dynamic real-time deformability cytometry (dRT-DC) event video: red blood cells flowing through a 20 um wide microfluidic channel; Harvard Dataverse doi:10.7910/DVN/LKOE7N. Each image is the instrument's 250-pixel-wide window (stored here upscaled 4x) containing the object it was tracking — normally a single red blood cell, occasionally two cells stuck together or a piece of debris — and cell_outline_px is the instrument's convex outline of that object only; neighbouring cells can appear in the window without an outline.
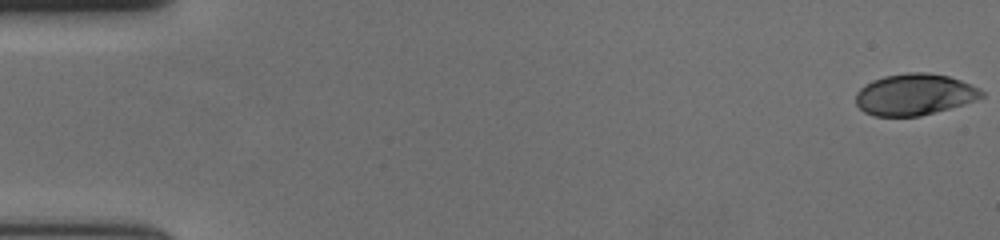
{"species": "human", "species_latin": "Homo sapiens", "temperature_condition": "cold", "stored_images_in_passage": 59, "camera_frame_rate_fps": 3000, "um_per_image_px": 0.085, "donor": {"sex": "female"}, "frame": {"image": 1, "passage_image": 1, "time_ms": 0.0, "image_size_px": [1000, 240], "cell_outline_px": [[984, 96], [964, 104], [920, 116], [876, 116], [864, 112], [856, 104], [856, 92], [864, 84], [872, 80], [884, 76], [908, 72], [928, 72], [948, 76], [960, 80], [980, 88], [984, 92]], "centroid_in_image_um": [77.72, 8.02], "position_along_channel_um": 7.3, "area_um2": 30.4}}
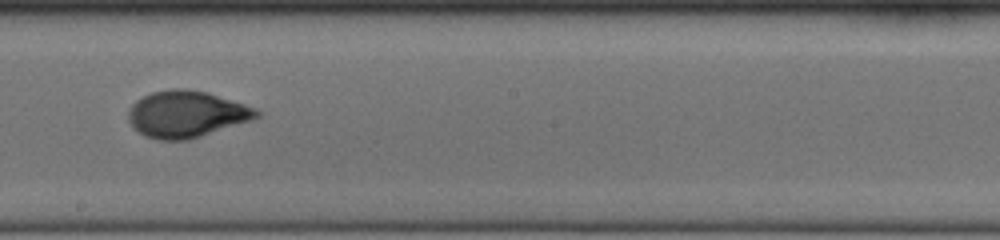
{"frame": {"image": 2, "passage_image": 34, "time_ms": 11.0, "image_size_px": [1000, 240], "cell_outline_px": [[260, 116], [252, 120], [188, 140], [156, 140], [144, 136], [128, 120], [128, 108], [136, 100], [152, 92], [172, 88], [188, 88], [208, 92], [256, 108], [260, 112]], "centroid_in_image_um": [15.84, 9.69], "position_along_channel_um": 232.4, "area_um2": 34.91}}
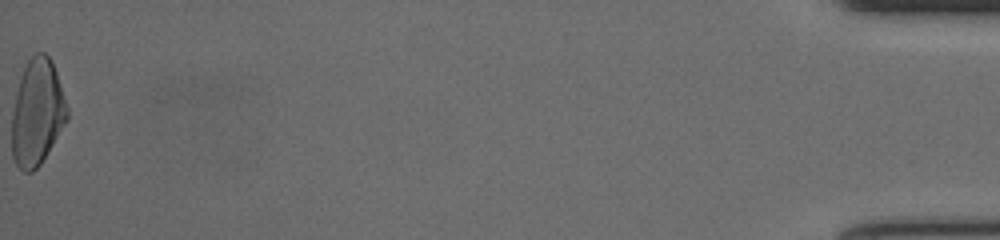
{"frame": {"image": 3, "passage_image": 59, "time_ms": 19.333, "image_size_px": [1000, 240], "cell_outline_px": [[68, 120], [40, 164], [32, 172], [24, 172], [16, 164], [12, 156], [12, 112], [16, 92], [20, 76], [28, 60], [36, 52], [44, 52], [52, 60], [68, 108]], "centroid_in_image_um": [3.15, 9.56], "position_along_channel_um": 432.0, "area_um2": 34.22}, "authors_computed_cell_mechanics": {"area_um2": 33.0616, "velocity_mm_per_s": 3.6372, "shape_relaxation_time_tau1_ms": 4.8474, "shape_relaxation_time_tau2_ms": 0.8473, "deformation_change_tau1": 0.199, "deformation_change_tau2": 0.0544}}